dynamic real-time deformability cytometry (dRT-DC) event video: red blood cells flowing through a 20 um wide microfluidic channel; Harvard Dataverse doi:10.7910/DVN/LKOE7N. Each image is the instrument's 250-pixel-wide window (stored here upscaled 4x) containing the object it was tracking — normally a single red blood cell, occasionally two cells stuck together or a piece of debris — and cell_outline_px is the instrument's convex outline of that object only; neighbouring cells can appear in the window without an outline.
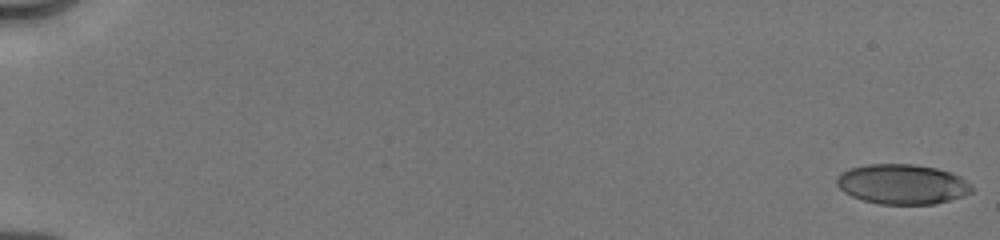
{"species": "human", "species_latin": "Homo sapiens", "temperature_condition": "cold", "stored_images_in_passage": 9, "camera_frame_rate_fps": 3000, "um_per_image_px": 0.085, "donor": {"sex": "male"}, "frame": {"image": 1, "passage_image": 1, "time_ms": 0.0, "image_size_px": [1000, 240], "cell_outline_px": [[972, 192], [936, 204], [880, 204], [864, 200], [852, 196], [844, 192], [836, 184], [836, 176], [840, 172], [848, 168], [868, 164], [912, 164], [936, 168], [952, 172], [960, 176], [972, 188]], "centroid_in_image_um": [76.64, 15.64], "position_along_channel_um": 8.4, "area_um2": 31.39}}
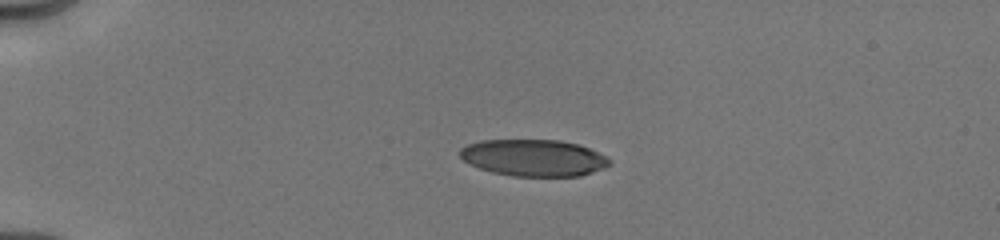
{"frame": {"image": 2, "passage_image": 7, "time_ms": 4.333, "image_size_px": [1000, 240], "cell_outline_px": [[612, 164], [604, 168], [580, 176], [512, 176], [492, 172], [480, 168], [464, 160], [460, 156], [460, 148], [468, 144], [480, 140], [560, 140], [580, 144], [612, 160]], "centroid_in_image_um": [45.38, 13.41], "position_along_channel_um": 39.6, "area_um2": 31.96}}